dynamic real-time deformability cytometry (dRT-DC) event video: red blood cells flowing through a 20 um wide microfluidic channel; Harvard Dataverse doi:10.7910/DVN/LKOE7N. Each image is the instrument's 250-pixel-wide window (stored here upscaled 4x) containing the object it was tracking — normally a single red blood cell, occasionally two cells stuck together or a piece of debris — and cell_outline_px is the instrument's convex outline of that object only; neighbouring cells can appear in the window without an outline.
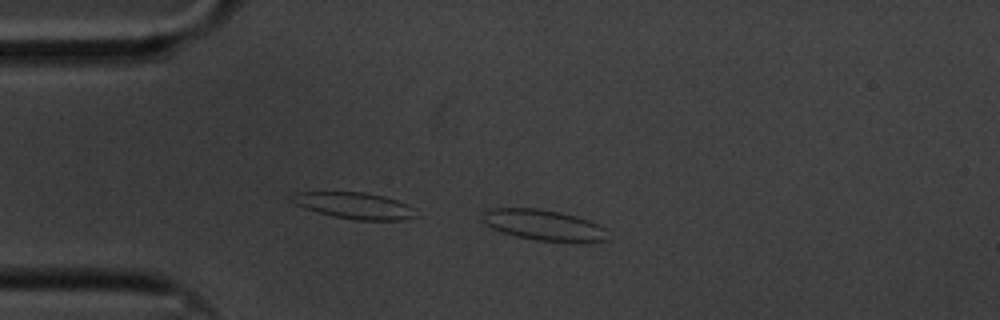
{"species": "common noctule bat (a hibernating species)", "species_latin": "Nyctalus noctula", "temperature_condition": "cold", "stored_images_in_passage": 10, "camera_frame_rate_fps": 3000, "um_per_image_px": 0.085, "animal": {"sex": "male", "body_mass_g": 20.1, "forearm_length_mm": 53.5}, "frame": {"image": 1, "passage_image": 2, "time_ms": 0.333, "image_size_px": [1000, 320], "cell_outline_px": [[604, 240], [536, 240], [516, 236], [492, 228], [484, 224], [480, 220], [484, 212], [488, 208], [536, 208], [560, 212], [576, 216], [588, 220], [604, 228]], "centroid_in_image_um": [46.05, 19.08], "position_along_channel_um": 38.9, "area_um2": 21.62}}